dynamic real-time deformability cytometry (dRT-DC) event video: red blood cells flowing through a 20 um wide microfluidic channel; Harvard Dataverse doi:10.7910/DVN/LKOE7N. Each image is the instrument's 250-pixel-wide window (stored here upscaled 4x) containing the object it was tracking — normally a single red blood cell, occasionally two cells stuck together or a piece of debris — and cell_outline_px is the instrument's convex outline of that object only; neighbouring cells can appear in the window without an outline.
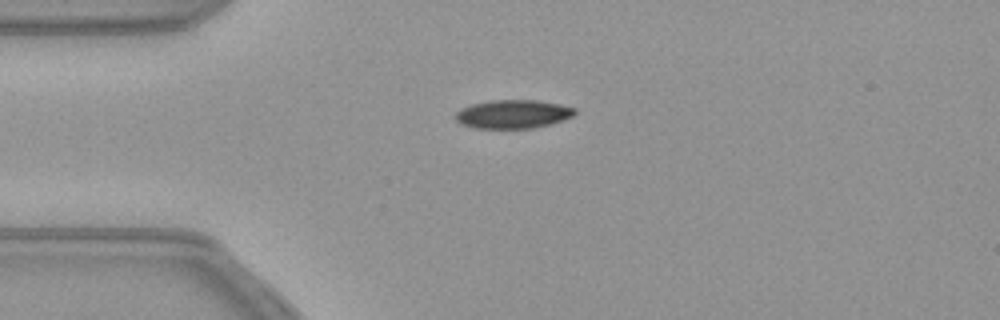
{"species": "common noctule bat (a hibernating species)", "species_latin": "Nyctalus noctula", "temperature_condition": "warm", "stored_images_in_passage": 42, "camera_frame_rate_fps": 3000, "um_per_image_px": 0.085, "animal": {"sex": "female", "body_mass_g": 21.9}, "frame": {"image": 1, "passage_image": 1, "time_ms": 0.0, "image_size_px": [1000, 320], "cell_outline_px": [[576, 112], [572, 116], [564, 120], [532, 128], [476, 128], [460, 124], [456, 120], [456, 112], [460, 108], [472, 104], [488, 100], [536, 100], [560, 104], [576, 108]], "centroid_in_image_um": [43.59, 9.69], "position_along_channel_um": 41.4, "area_um2": 19.88}}
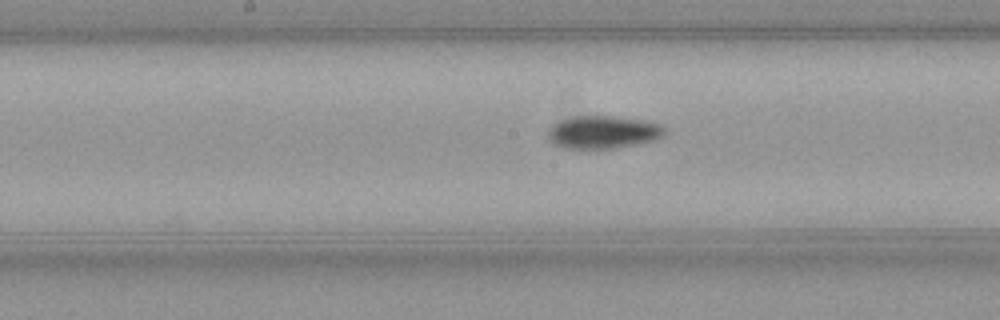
{"frame": {"image": 2, "passage_image": 15, "time_ms": 4.667, "image_size_px": [1000, 320], "cell_outline_px": [[664, 136], [652, 140], [616, 148], [564, 148], [552, 144], [548, 136], [548, 128], [552, 124], [560, 120], [572, 116], [608, 116], [648, 120], [660, 124], [664, 128]], "centroid_in_image_um": [51.22, 11.22], "position_along_channel_um": 197.0, "area_um2": 22.31}}
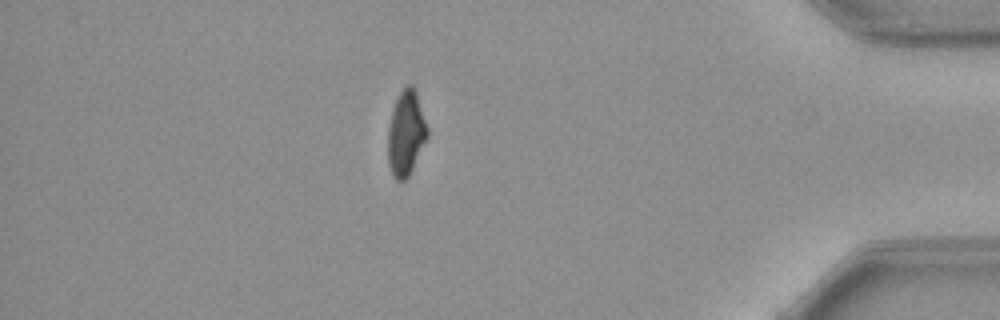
{"frame": {"image": 3, "passage_image": 35, "time_ms": 11.333, "image_size_px": [1000, 320], "cell_outline_px": [[428, 136], [408, 176], [400, 184], [392, 176], [388, 164], [388, 128], [392, 108], [400, 92], [408, 84], [412, 84], [416, 92], [428, 128]], "centroid_in_image_um": [34.49, 11.35], "position_along_channel_um": 400.7, "area_um2": 19.48}}